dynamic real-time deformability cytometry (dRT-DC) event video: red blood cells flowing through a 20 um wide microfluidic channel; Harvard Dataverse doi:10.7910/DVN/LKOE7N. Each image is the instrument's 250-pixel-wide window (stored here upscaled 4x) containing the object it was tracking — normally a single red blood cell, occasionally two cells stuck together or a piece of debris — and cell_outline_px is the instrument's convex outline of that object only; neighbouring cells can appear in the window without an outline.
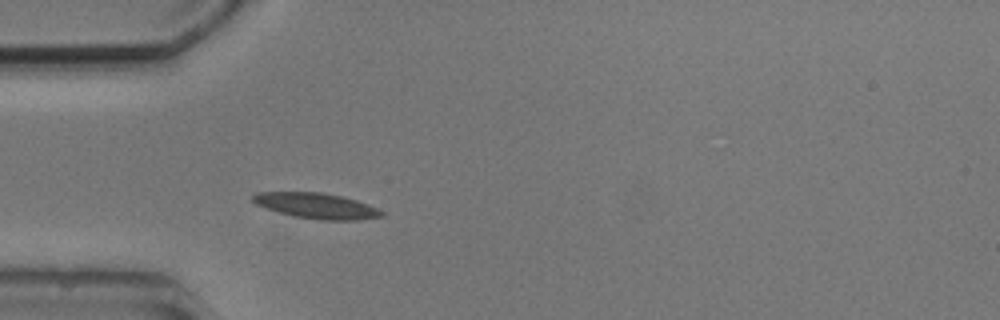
{"species": "common noctule bat (a hibernating species)", "species_latin": "Nyctalus noctula", "temperature_condition": "cold", "stored_images_in_passage": 1, "camera_frame_rate_fps": 3000, "um_per_image_px": 0.085, "animal": {"sex": "male", "body_mass_g": 20.5, "forearm_length_mm": 52.5}, "frame": {"image": 1, "passage_image": 1, "time_ms": 0.0, "image_size_px": [1000, 320], "cell_outline_px": [[384, 216], [356, 220], [320, 220], [292, 216], [256, 204], [252, 200], [252, 196], [256, 192], [320, 192], [340, 196], [356, 200], [368, 204], [384, 212]], "centroid_in_image_um": [26.9, 17.49], "position_along_channel_um": 58.1, "area_um2": 19.02}}